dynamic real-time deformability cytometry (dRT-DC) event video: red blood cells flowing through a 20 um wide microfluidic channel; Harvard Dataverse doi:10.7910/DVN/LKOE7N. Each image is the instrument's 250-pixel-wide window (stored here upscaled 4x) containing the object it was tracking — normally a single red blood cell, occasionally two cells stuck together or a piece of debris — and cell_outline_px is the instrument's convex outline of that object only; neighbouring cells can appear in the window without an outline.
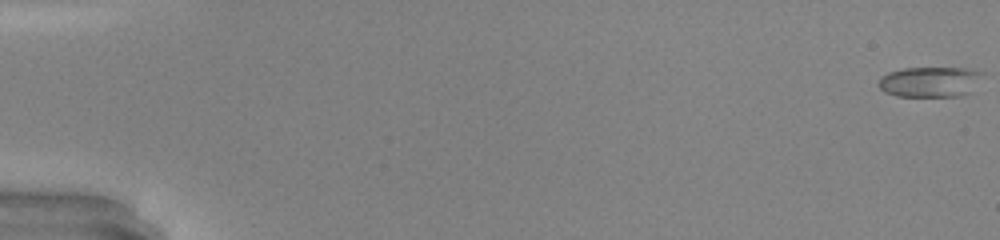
{"species": "common noctule bat (a hibernating species)", "species_latin": "Nyctalus noctula", "temperature_condition": "warm", "stored_images_in_passage": 50, "camera_frame_rate_fps": 3000, "um_per_image_px": 0.085, "animal": {"sex": "male", "body_mass_g": 20.0, "forearm_length_mm": 53.3}, "frame": {"image": 1, "passage_image": 1, "time_ms": 0.0, "image_size_px": [1000, 240], "cell_outline_px": [[984, 72], [968, 92], [960, 96], [896, 96], [884, 92], [880, 88], [880, 76], [888, 72], [904, 68], [964, 68]], "centroid_in_image_um": [78.99, 6.95], "position_along_channel_um": 6.0, "area_um2": 18.09}}
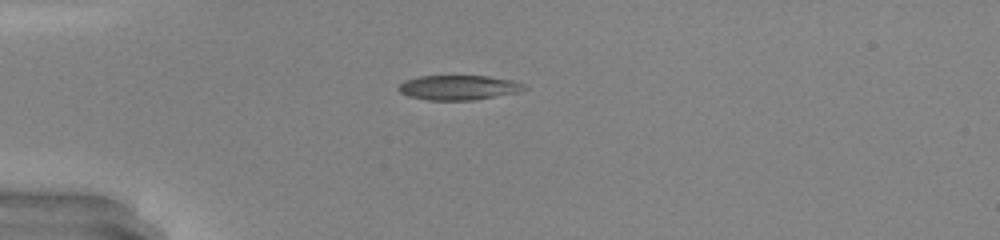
{"frame": {"image": 2, "passage_image": 15, "time_ms": 4.667, "image_size_px": [1000, 240], "cell_outline_px": [[528, 88], [516, 92], [472, 100], [428, 100], [408, 96], [400, 92], [396, 88], [404, 80], [420, 76], [488, 76], [512, 80], [524, 84]], "centroid_in_image_um": [38.93, 7.43], "position_along_channel_um": 46.1, "area_um2": 17.98}}
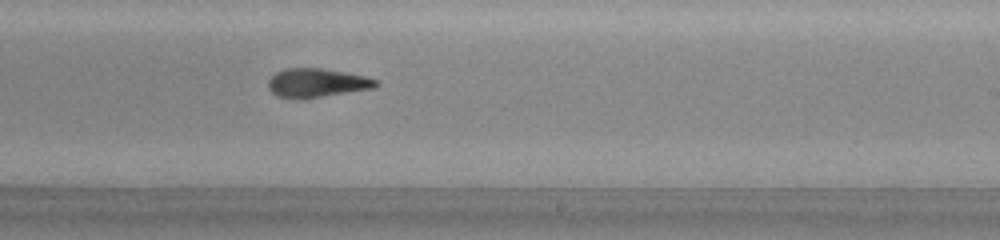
{"frame": {"image": 3, "passage_image": 32, "time_ms": 10.333, "image_size_px": [1000, 240], "cell_outline_px": [[380, 84], [372, 88], [320, 96], [276, 96], [268, 88], [268, 80], [276, 72], [284, 68], [320, 68], [344, 72], [364, 76], [380, 80]], "centroid_in_image_um": [26.95, 7.0], "position_along_channel_um": 262.1, "area_um2": 17.4}, "authors_computed_cell_mechanics": {"area_um2": 18.5249, "velocity_mm_per_s": 4.2772, "shape_relaxation_time_tau1_ms": 4.8907, "shape_relaxation_time_tau2_ms": 3.2885, "deformation_change_tau1": 0.1855, "deformation_change_tau2": 0.132}}